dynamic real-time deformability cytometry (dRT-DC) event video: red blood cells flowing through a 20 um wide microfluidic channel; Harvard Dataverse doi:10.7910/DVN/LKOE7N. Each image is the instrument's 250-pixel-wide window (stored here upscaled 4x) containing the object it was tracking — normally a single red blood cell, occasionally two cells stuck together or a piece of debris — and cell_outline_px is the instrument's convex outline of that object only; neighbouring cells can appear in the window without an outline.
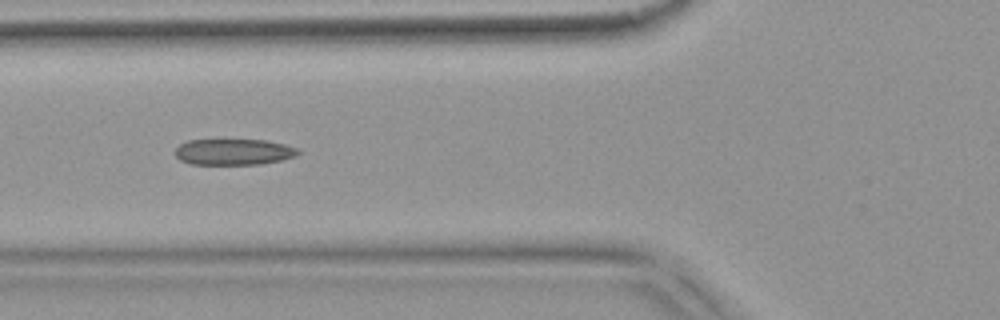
{"species": "common noctule bat (a hibernating species)", "species_latin": "Nyctalus noctula", "temperature_condition": "warm", "stored_images_in_passage": 47, "camera_frame_rate_fps": 3000, "um_per_image_px": 0.085, "animal": {"sex": "female", "body_mass_g": 18.4}, "frame": {"image": 1, "passage_image": 14, "time_ms": 4.333, "image_size_px": [1000, 320], "cell_outline_px": [[300, 152], [296, 156], [280, 160], [260, 164], [192, 164], [180, 160], [176, 156], [176, 148], [180, 144], [188, 140], [264, 140], [284, 144], [296, 148]], "centroid_in_image_um": [19.85, 12.91], "position_along_channel_um": 105.9, "area_um2": 18.5}}
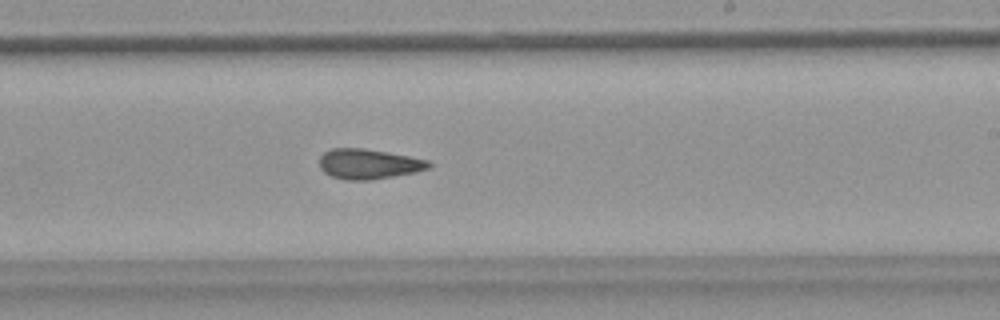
{"frame": {"image": 2, "passage_image": 26, "time_ms": 8.333, "image_size_px": [1000, 320], "cell_outline_px": [[432, 168], [416, 172], [372, 180], [344, 180], [332, 176], [324, 172], [320, 168], [320, 156], [324, 152], [332, 148], [364, 148], [388, 152], [428, 160], [432, 164]], "centroid_in_image_um": [31.35, 13.94], "position_along_channel_um": 257.7, "area_um2": 19.31}}
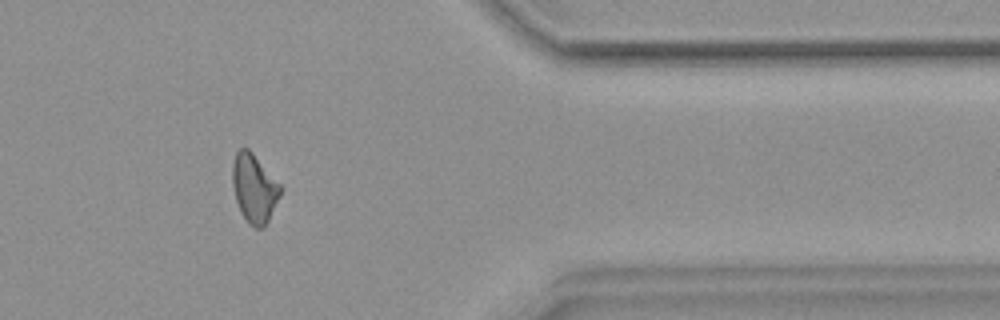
{"frame": {"image": 3, "passage_image": 38, "time_ms": 12.333, "image_size_px": [1000, 320], "cell_outline_px": [[284, 188], [264, 228], [256, 228], [248, 224], [240, 212], [236, 200], [232, 184], [232, 164], [236, 152], [240, 148], [248, 148], [252, 152]], "centroid_in_image_um": [21.61, 16.01], "position_along_channel_um": 389.8, "area_um2": 19.31}, "authors_computed_cell_mechanics": {"area_um2": 19.2474, "velocity_mm_per_s": 3.8032, "shape_relaxation_time_tau1_ms": null, "shape_relaxation_time_tau2_ms": 3.3255, "deformation_change_tau1": null, "deformation_change_tau2": 0.1117}}